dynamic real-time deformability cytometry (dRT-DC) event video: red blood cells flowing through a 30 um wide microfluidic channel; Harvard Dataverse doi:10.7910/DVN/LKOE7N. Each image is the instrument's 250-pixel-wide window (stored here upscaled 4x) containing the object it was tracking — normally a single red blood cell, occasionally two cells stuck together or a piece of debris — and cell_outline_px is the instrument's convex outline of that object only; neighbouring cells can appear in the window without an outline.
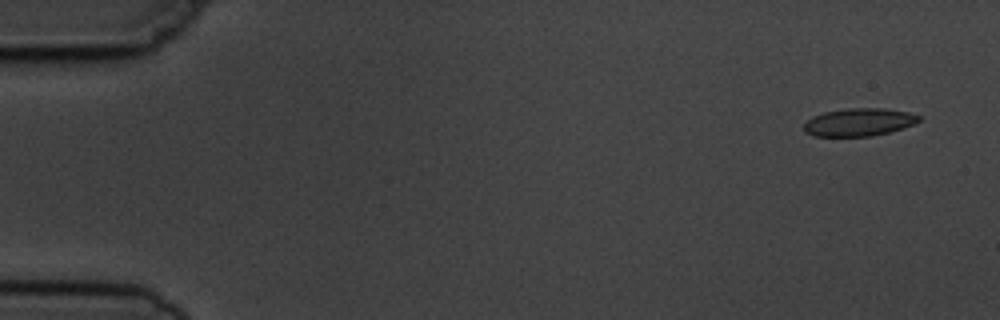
{"species": "common noctule bat (a hibernating species)", "species_latin": "Nyctalus noctula", "temperature_condition": "cold", "stored_images_in_passage": 5, "camera_frame_rate_fps": 3000, "um_per_image_px": 0.085, "animal": {"sex": "male", "body_mass_g": 19.5, "forearm_length_mm": 54.6}, "frame": {"image": 1, "passage_image": 1, "time_ms": 0.0, "image_size_px": [1000, 320], "cell_outline_px": [[920, 120], [912, 124], [888, 132], [872, 136], [812, 136], [804, 132], [804, 124], [812, 116], [824, 112], [848, 108], [884, 108], [908, 112], [920, 116]], "centroid_in_image_um": [72.96, 10.38], "position_along_channel_um": 12.0, "area_um2": 18.5}}
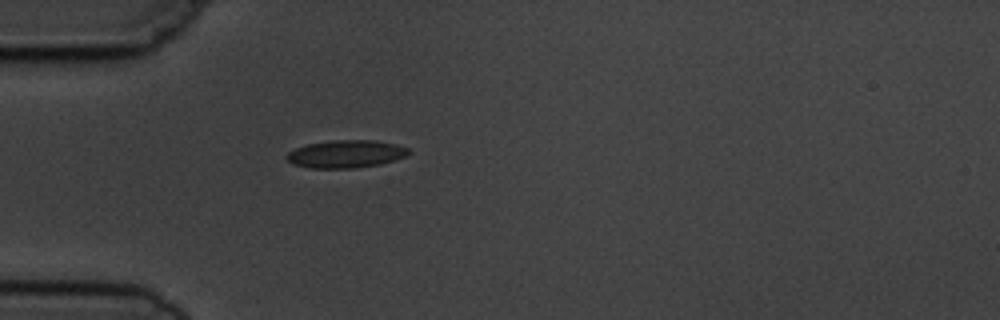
{"frame": {"image": 2, "passage_image": 4, "time_ms": 4.333, "image_size_px": [1000, 320], "cell_outline_px": [[412, 152], [404, 156], [380, 164], [356, 168], [312, 168], [292, 164], [284, 156], [288, 152], [296, 148], [308, 144], [332, 140], [376, 140], [396, 144], [408, 148]], "centroid_in_image_um": [29.39, 13.08], "position_along_channel_um": 55.6, "area_um2": 19.65}}